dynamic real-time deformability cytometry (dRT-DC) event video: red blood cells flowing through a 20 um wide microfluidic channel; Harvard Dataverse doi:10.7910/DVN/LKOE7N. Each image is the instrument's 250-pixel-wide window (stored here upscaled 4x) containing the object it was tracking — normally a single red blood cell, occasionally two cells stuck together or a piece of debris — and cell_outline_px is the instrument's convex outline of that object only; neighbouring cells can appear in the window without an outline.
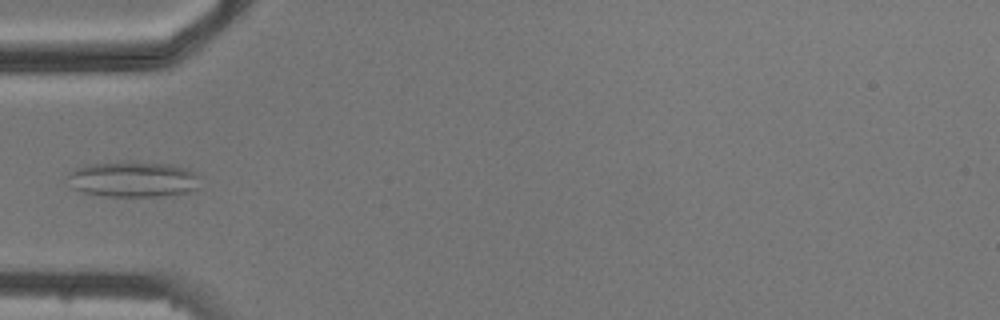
{"species": "common noctule bat (a hibernating species)", "species_latin": "Nyctalus noctula", "temperature_condition": "cold", "stored_images_in_passage": 4, "camera_frame_rate_fps": 3000, "um_per_image_px": 0.085, "animal": {"sex": "male", "body_mass_g": 20.5, "forearm_length_mm": 52.5}, "frame": {"image": 1, "passage_image": 4, "time_ms": 3.667, "image_size_px": [1000, 320], "cell_outline_px": [[200, 188], [196, 192], [160, 196], [108, 196], [84, 192], [72, 188], [68, 176], [68, 172], [84, 164], [132, 160], [172, 164], [196, 172], [200, 176]], "centroid_in_image_um": [11.39, 15.21], "position_along_channel_um": 73.6, "area_um2": 28.38}}